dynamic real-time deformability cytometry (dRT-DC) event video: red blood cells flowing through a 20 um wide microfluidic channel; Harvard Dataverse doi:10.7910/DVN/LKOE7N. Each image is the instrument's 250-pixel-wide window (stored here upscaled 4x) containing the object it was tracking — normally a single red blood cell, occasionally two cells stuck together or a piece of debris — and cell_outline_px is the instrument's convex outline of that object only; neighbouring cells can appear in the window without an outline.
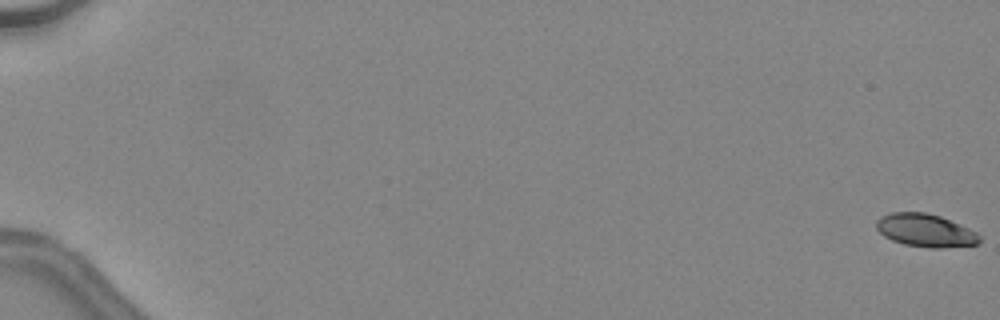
{"species": "common noctule bat (a hibernating species)", "species_latin": "Nyctalus noctula", "temperature_condition": "warm", "stored_images_in_passage": 49, "camera_frame_rate_fps": 3000, "um_per_image_px": 0.085, "animal": {"sex": "female", "body_mass_g": 24.6, "forearm_length_mm": 56.2}, "frame": {"image": 1, "passage_image": 1, "time_ms": 0.0, "image_size_px": [1000, 320], "cell_outline_px": [[980, 244], [940, 248], [928, 248], [904, 244], [892, 240], [884, 236], [876, 228], [876, 220], [880, 216], [892, 212], [924, 212], [940, 216], [968, 228], [976, 232], [980, 236]], "centroid_in_image_um": [78.65, 19.59], "position_along_channel_um": 6.4, "area_um2": 19.83}, "authors_computed_cell_mechanics": {"area_um2": 22.0218, "velocity_mm_per_s": 4.537, "shape_relaxation_time_tau1_ms": 3.9109, "shape_relaxation_time_tau2_ms": 2.4495, "deformation_change_tau1": 0.145, "deformation_change_tau2": 0.0729}}